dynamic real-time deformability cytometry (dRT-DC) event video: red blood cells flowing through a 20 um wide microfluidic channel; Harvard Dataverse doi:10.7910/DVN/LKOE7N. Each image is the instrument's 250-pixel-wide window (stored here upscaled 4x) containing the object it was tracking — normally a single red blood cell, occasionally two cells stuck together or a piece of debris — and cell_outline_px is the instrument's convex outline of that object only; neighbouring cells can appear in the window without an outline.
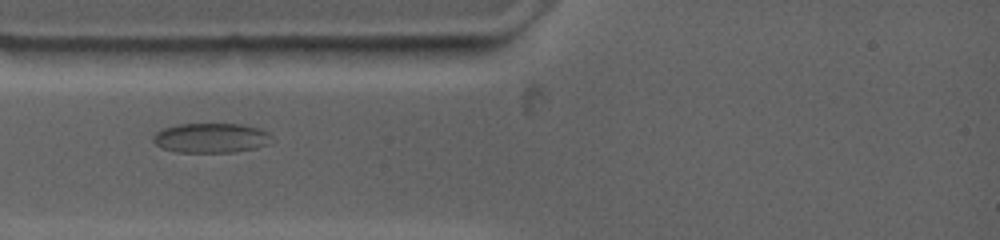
{"species": "common noctule bat (a hibernating species)", "species_latin": "Nyctalus noctula", "temperature_condition": "warm", "stored_images_in_passage": 59, "camera_frame_rate_fps": 4500, "um_per_image_px": 0.085, "animal": {"sex": "female", "body_mass_g": 19.0, "forearm_length_mm": 53.3}, "frame": {"image": 1, "passage_image": 2, "time_ms": 0.222, "image_size_px": [1000, 240], "cell_outline_px": [[272, 136], [268, 144], [256, 148], [232, 152], [176, 152], [160, 148], [152, 140], [152, 136], [156, 132], [164, 128], [176, 124], [240, 124], [260, 128], [268, 132]], "centroid_in_image_um": [17.91, 11.72], "position_along_channel_um": 67.1, "area_um2": 20.63}}
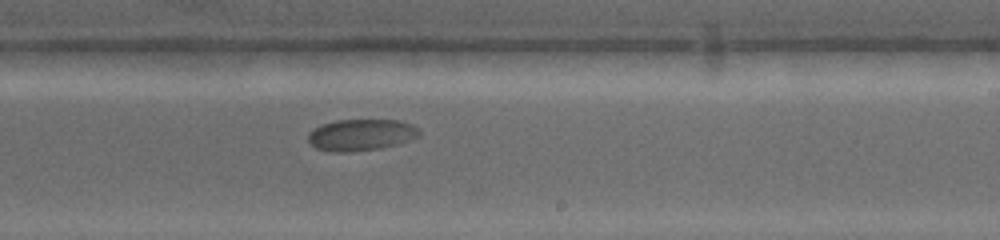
{"frame": {"image": 2, "passage_image": 17, "time_ms": 5.778, "image_size_px": [1000, 240], "cell_outline_px": [[420, 136], [396, 144], [380, 148], [344, 152], [332, 152], [316, 148], [308, 140], [308, 132], [320, 124], [336, 120], [400, 120], [412, 124], [420, 128]], "centroid_in_image_um": [30.69, 11.45], "position_along_channel_um": 258.3, "area_um2": 20.46}}
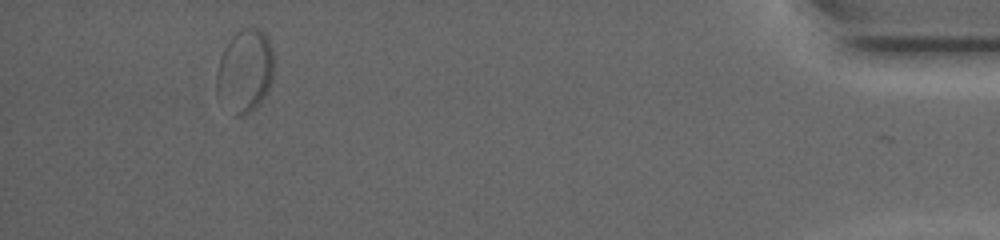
{"frame": {"image": 3, "passage_image": 49, "time_ms": 13.111, "image_size_px": [1000, 240], "cell_outline_px": [[272, 80], [264, 96], [256, 108], [244, 116], [236, 116], [216, 96], [216, 72], [224, 48], [232, 36], [236, 32], [248, 28], [256, 28], [264, 32], [268, 36], [272, 48]], "centroid_in_image_um": [20.8, 6.04], "position_along_channel_um": 414.4, "area_um2": 27.69}}